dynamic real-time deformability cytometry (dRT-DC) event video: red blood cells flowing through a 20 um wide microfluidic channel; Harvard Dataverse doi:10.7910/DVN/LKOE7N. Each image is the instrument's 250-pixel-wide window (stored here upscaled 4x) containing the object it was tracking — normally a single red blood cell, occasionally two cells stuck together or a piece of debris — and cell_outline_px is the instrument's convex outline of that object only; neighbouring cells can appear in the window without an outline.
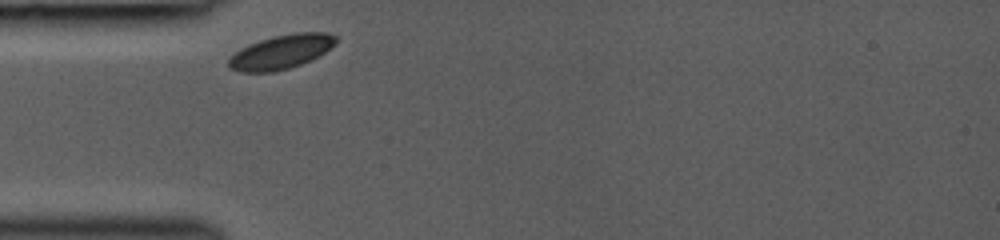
{"species": "common noctule bat (a hibernating species)", "species_latin": "Nyctalus noctula", "temperature_condition": "room temperature", "stored_images_in_passage": 2, "camera_frame_rate_fps": 3000, "um_per_image_px": 0.085, "animal": {"sex": "female", "body_mass_g": 19.0, "forearm_length_mm": 53.3}, "frame": {"image": 1, "passage_image": 1, "time_ms": 0.0, "image_size_px": [1000, 240], "cell_outline_px": [[336, 40], [324, 52], [300, 64], [288, 68], [272, 72], [240, 72], [228, 68], [228, 60], [240, 48], [248, 44], [260, 40], [276, 36], [296, 32], [328, 32], [336, 36]], "centroid_in_image_um": [23.84, 4.41], "position_along_channel_um": 61.2, "area_um2": 20.92}}
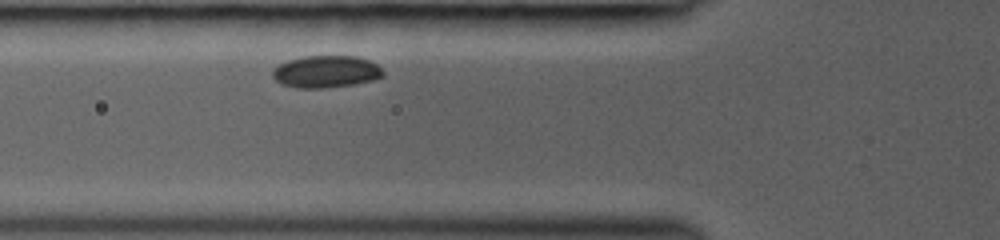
{"frame": {"image": 2, "passage_image": 2, "time_ms": 1.0, "image_size_px": [1000, 240], "cell_outline_px": [[384, 76], [372, 80], [352, 84], [324, 88], [300, 88], [280, 84], [272, 76], [272, 68], [288, 60], [300, 56], [356, 56], [368, 60], [376, 64], [384, 72]], "centroid_in_image_um": [27.67, 6.08], "position_along_channel_um": 98.1, "area_um2": 20.69}}